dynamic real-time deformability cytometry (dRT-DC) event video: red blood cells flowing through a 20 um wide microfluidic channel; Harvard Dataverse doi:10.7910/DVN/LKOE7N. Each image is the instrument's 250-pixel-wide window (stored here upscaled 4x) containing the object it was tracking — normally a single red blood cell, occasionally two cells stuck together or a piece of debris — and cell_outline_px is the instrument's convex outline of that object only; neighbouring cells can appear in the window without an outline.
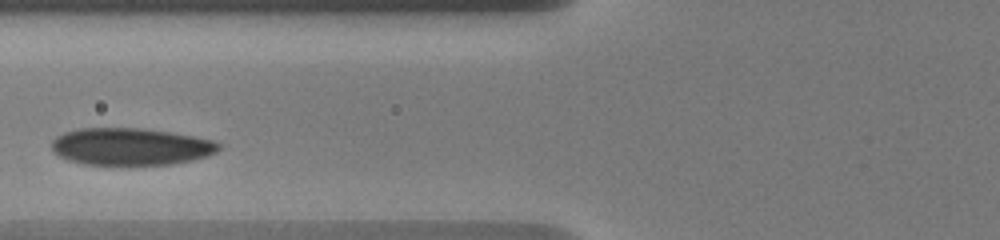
{"species": "human", "species_latin": "Homo sapiens", "temperature_condition": "warm", "stored_images_in_passage": 9, "camera_frame_rate_fps": 3000, "um_per_image_px": 0.085, "donor": {"sex": "male"}, "frame": {"image": 1, "passage_image": 4, "time_ms": 2.0, "image_size_px": [1000, 240], "cell_outline_px": [[220, 148], [216, 152], [208, 156], [192, 160], [172, 164], [84, 164], [68, 160], [52, 152], [52, 140], [56, 136], [64, 132], [80, 128], [144, 128], [172, 132], [212, 140], [220, 144]], "centroid_in_image_um": [11.1, 12.45], "position_along_channel_um": 114.7, "area_um2": 36.18}}
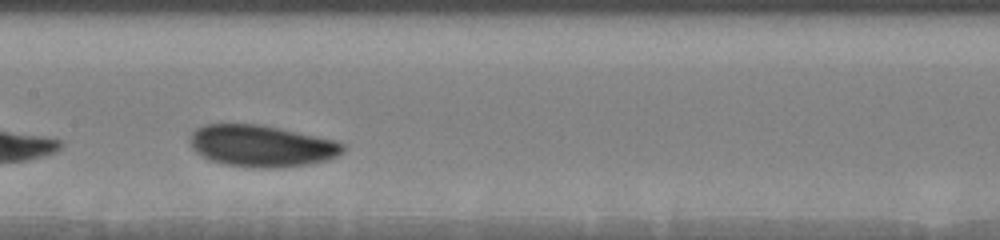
{"frame": {"image": 2, "passage_image": 7, "time_ms": 4.0, "image_size_px": [1000, 240], "cell_outline_px": [[344, 152], [336, 156], [324, 160], [308, 164], [280, 168], [256, 168], [224, 164], [208, 160], [200, 156], [192, 148], [192, 132], [196, 128], [204, 124], [260, 124], [336, 140], [344, 144]], "centroid_in_image_um": [22.22, 12.41], "position_along_channel_um": 185.2, "area_um2": 37.17}}
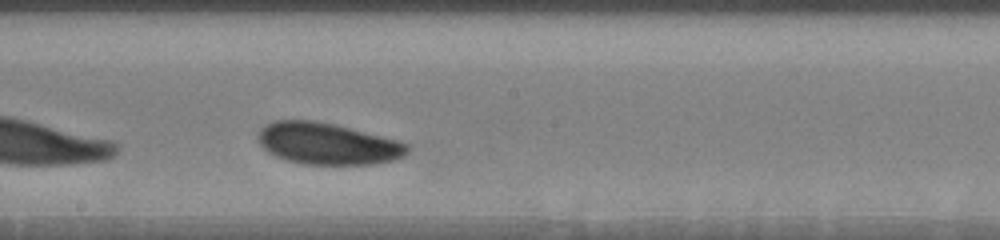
{"frame": {"image": 3, "passage_image": 9, "time_ms": 5.0, "image_size_px": [1000, 240], "cell_outline_px": [[408, 152], [404, 156], [396, 160], [372, 164], [304, 164], [284, 160], [268, 152], [260, 144], [256, 136], [260, 128], [276, 120], [316, 120], [336, 124], [400, 140], [408, 144]], "centroid_in_image_um": [27.85, 12.2], "position_along_channel_um": 220.3, "area_um2": 36.59}}